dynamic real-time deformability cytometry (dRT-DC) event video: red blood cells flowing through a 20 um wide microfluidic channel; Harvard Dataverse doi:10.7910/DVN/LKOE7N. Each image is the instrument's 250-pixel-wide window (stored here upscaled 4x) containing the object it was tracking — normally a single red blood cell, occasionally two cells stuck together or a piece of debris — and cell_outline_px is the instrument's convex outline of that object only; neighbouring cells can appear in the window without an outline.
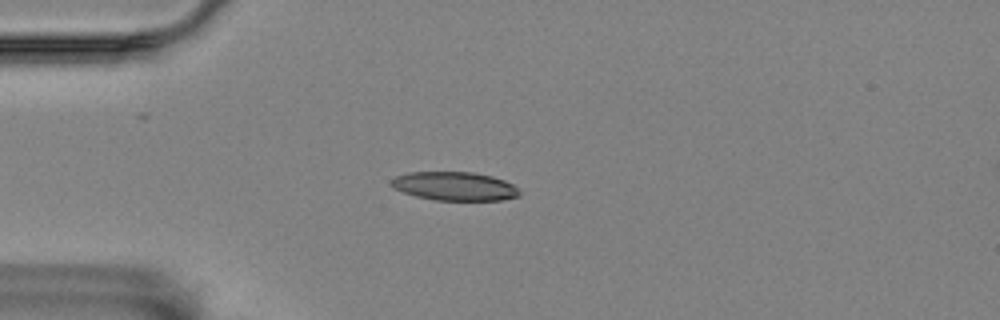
{"species": "Egyptian fruit bat (a non-hibernating species)", "species_latin": "Rousettus aegyptiacus", "temperature_condition": "room temperature", "stored_images_in_passage": 5, "camera_frame_rate_fps": 3000, "um_per_image_px": 0.085, "animal": {"sex": "female"}, "frame": {"image": 1, "passage_image": 4, "time_ms": 1.0, "image_size_px": [1000, 320], "cell_outline_px": [[520, 196], [500, 200], [436, 200], [416, 196], [404, 192], [396, 188], [392, 184], [392, 180], [396, 176], [408, 172], [472, 172], [492, 176], [504, 180], [512, 184], [520, 192]], "centroid_in_image_um": [38.67, 15.82], "position_along_channel_um": 46.3, "area_um2": 21.15}}